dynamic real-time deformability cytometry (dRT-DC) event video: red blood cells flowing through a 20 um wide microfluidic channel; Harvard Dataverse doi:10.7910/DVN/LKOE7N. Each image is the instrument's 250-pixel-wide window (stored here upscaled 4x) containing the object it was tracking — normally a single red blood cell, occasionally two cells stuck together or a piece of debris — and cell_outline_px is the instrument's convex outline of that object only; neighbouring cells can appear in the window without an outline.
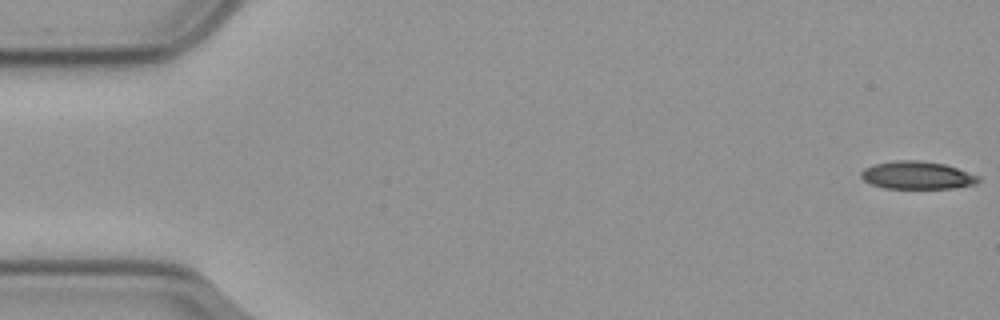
{"species": "common noctule bat (a hibernating species)", "species_latin": "Nyctalus noctula", "temperature_condition": "cold", "stored_images_in_passage": 5, "camera_frame_rate_fps": 3000, "um_per_image_px": 0.085, "animal": {"sex": "male", "body_mass_g": 23.1, "forearm_length_mm": 52.7}, "frame": {"image": 1, "passage_image": 1, "time_ms": 0.0, "image_size_px": [1000, 320], "cell_outline_px": [[980, 180], [976, 184], [952, 188], [884, 188], [872, 184], [864, 180], [860, 176], [860, 172], [864, 168], [872, 164], [896, 160], [920, 160], [944, 164], [980, 176]], "centroid_in_image_um": [77.93, 14.89], "position_along_channel_um": 7.1, "area_um2": 19.02}}